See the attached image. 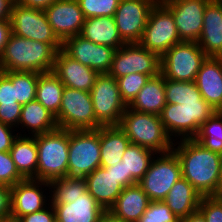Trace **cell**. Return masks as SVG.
<instances>
[{"mask_svg":"<svg viewBox=\"0 0 222 222\" xmlns=\"http://www.w3.org/2000/svg\"><path fill=\"white\" fill-rule=\"evenodd\" d=\"M178 142L174 143L172 151L179 159L182 177L202 196H220L222 155L205 148L195 139H183Z\"/></svg>","mask_w":222,"mask_h":222,"instance_id":"obj_1","label":"cell"},{"mask_svg":"<svg viewBox=\"0 0 222 222\" xmlns=\"http://www.w3.org/2000/svg\"><path fill=\"white\" fill-rule=\"evenodd\" d=\"M61 49L62 45H49L11 33L0 57V71L52 72Z\"/></svg>","mask_w":222,"mask_h":222,"instance_id":"obj_2","label":"cell"},{"mask_svg":"<svg viewBox=\"0 0 222 222\" xmlns=\"http://www.w3.org/2000/svg\"><path fill=\"white\" fill-rule=\"evenodd\" d=\"M118 126L131 144L150 149L156 154L173 150V141L176 140L169 136L159 115L138 112L127 107Z\"/></svg>","mask_w":222,"mask_h":222,"instance_id":"obj_3","label":"cell"},{"mask_svg":"<svg viewBox=\"0 0 222 222\" xmlns=\"http://www.w3.org/2000/svg\"><path fill=\"white\" fill-rule=\"evenodd\" d=\"M216 111L202 98L201 100L182 101L180 104L166 103L160 114L163 127L169 136L194 139L203 123ZM180 136V137H179Z\"/></svg>","mask_w":222,"mask_h":222,"instance_id":"obj_4","label":"cell"},{"mask_svg":"<svg viewBox=\"0 0 222 222\" xmlns=\"http://www.w3.org/2000/svg\"><path fill=\"white\" fill-rule=\"evenodd\" d=\"M34 137L38 151L36 180L50 182L67 177L69 130L57 128Z\"/></svg>","mask_w":222,"mask_h":222,"instance_id":"obj_5","label":"cell"},{"mask_svg":"<svg viewBox=\"0 0 222 222\" xmlns=\"http://www.w3.org/2000/svg\"><path fill=\"white\" fill-rule=\"evenodd\" d=\"M100 127L69 130L68 177L85 178L100 167Z\"/></svg>","mask_w":222,"mask_h":222,"instance_id":"obj_6","label":"cell"},{"mask_svg":"<svg viewBox=\"0 0 222 222\" xmlns=\"http://www.w3.org/2000/svg\"><path fill=\"white\" fill-rule=\"evenodd\" d=\"M207 56L197 42L182 41L160 57V73L174 81H195Z\"/></svg>","mask_w":222,"mask_h":222,"instance_id":"obj_7","label":"cell"},{"mask_svg":"<svg viewBox=\"0 0 222 222\" xmlns=\"http://www.w3.org/2000/svg\"><path fill=\"white\" fill-rule=\"evenodd\" d=\"M58 128L67 130L98 129L90 92L64 87L59 114Z\"/></svg>","mask_w":222,"mask_h":222,"instance_id":"obj_8","label":"cell"},{"mask_svg":"<svg viewBox=\"0 0 222 222\" xmlns=\"http://www.w3.org/2000/svg\"><path fill=\"white\" fill-rule=\"evenodd\" d=\"M180 42L182 41L171 11L162 2L155 3L150 10L139 44L161 57Z\"/></svg>","mask_w":222,"mask_h":222,"instance_id":"obj_9","label":"cell"},{"mask_svg":"<svg viewBox=\"0 0 222 222\" xmlns=\"http://www.w3.org/2000/svg\"><path fill=\"white\" fill-rule=\"evenodd\" d=\"M181 177L179 159L171 151L160 155L156 154L150 163L149 169L138 184L150 201H163L174 183Z\"/></svg>","mask_w":222,"mask_h":222,"instance_id":"obj_10","label":"cell"},{"mask_svg":"<svg viewBox=\"0 0 222 222\" xmlns=\"http://www.w3.org/2000/svg\"><path fill=\"white\" fill-rule=\"evenodd\" d=\"M96 121L101 126H117L128 107L122 100L117 80L108 73L99 74L90 91Z\"/></svg>","mask_w":222,"mask_h":222,"instance_id":"obj_11","label":"cell"},{"mask_svg":"<svg viewBox=\"0 0 222 222\" xmlns=\"http://www.w3.org/2000/svg\"><path fill=\"white\" fill-rule=\"evenodd\" d=\"M160 56L139 43L124 44L115 50L108 74L115 79L140 73L151 78L160 74Z\"/></svg>","mask_w":222,"mask_h":222,"instance_id":"obj_12","label":"cell"},{"mask_svg":"<svg viewBox=\"0 0 222 222\" xmlns=\"http://www.w3.org/2000/svg\"><path fill=\"white\" fill-rule=\"evenodd\" d=\"M11 33L40 41L49 45H62L51 25L48 23L44 10L24 7L13 3L11 14Z\"/></svg>","mask_w":222,"mask_h":222,"instance_id":"obj_13","label":"cell"},{"mask_svg":"<svg viewBox=\"0 0 222 222\" xmlns=\"http://www.w3.org/2000/svg\"><path fill=\"white\" fill-rule=\"evenodd\" d=\"M154 5L152 0H120L114 19L126 44L139 43Z\"/></svg>","mask_w":222,"mask_h":222,"instance_id":"obj_14","label":"cell"},{"mask_svg":"<svg viewBox=\"0 0 222 222\" xmlns=\"http://www.w3.org/2000/svg\"><path fill=\"white\" fill-rule=\"evenodd\" d=\"M172 13L181 41L197 42L203 27L204 11L210 0H162Z\"/></svg>","mask_w":222,"mask_h":222,"instance_id":"obj_15","label":"cell"},{"mask_svg":"<svg viewBox=\"0 0 222 222\" xmlns=\"http://www.w3.org/2000/svg\"><path fill=\"white\" fill-rule=\"evenodd\" d=\"M62 50L72 59L103 74L109 72L116 49L95 44L79 34L67 38L62 43Z\"/></svg>","mask_w":222,"mask_h":222,"instance_id":"obj_16","label":"cell"},{"mask_svg":"<svg viewBox=\"0 0 222 222\" xmlns=\"http://www.w3.org/2000/svg\"><path fill=\"white\" fill-rule=\"evenodd\" d=\"M42 185L43 188L50 189L49 182L36 179H24L11 187L10 220L16 222L20 217L41 211L49 205L46 202L50 198L48 200L43 194L45 191Z\"/></svg>","mask_w":222,"mask_h":222,"instance_id":"obj_17","label":"cell"},{"mask_svg":"<svg viewBox=\"0 0 222 222\" xmlns=\"http://www.w3.org/2000/svg\"><path fill=\"white\" fill-rule=\"evenodd\" d=\"M44 12L53 32L62 43L67 38L81 34L86 18L77 0H57Z\"/></svg>","mask_w":222,"mask_h":222,"instance_id":"obj_18","label":"cell"},{"mask_svg":"<svg viewBox=\"0 0 222 222\" xmlns=\"http://www.w3.org/2000/svg\"><path fill=\"white\" fill-rule=\"evenodd\" d=\"M65 87L90 92L99 73L72 59L62 49L55 57L52 71Z\"/></svg>","mask_w":222,"mask_h":222,"instance_id":"obj_19","label":"cell"},{"mask_svg":"<svg viewBox=\"0 0 222 222\" xmlns=\"http://www.w3.org/2000/svg\"><path fill=\"white\" fill-rule=\"evenodd\" d=\"M194 82L202 98L215 111H222V58L207 57Z\"/></svg>","mask_w":222,"mask_h":222,"instance_id":"obj_20","label":"cell"},{"mask_svg":"<svg viewBox=\"0 0 222 222\" xmlns=\"http://www.w3.org/2000/svg\"><path fill=\"white\" fill-rule=\"evenodd\" d=\"M197 43L207 57L222 58V3L207 4Z\"/></svg>","mask_w":222,"mask_h":222,"instance_id":"obj_21","label":"cell"},{"mask_svg":"<svg viewBox=\"0 0 222 222\" xmlns=\"http://www.w3.org/2000/svg\"><path fill=\"white\" fill-rule=\"evenodd\" d=\"M85 181L87 191L105 211L114 205L124 189L113 175L111 167H98L85 177Z\"/></svg>","mask_w":222,"mask_h":222,"instance_id":"obj_22","label":"cell"},{"mask_svg":"<svg viewBox=\"0 0 222 222\" xmlns=\"http://www.w3.org/2000/svg\"><path fill=\"white\" fill-rule=\"evenodd\" d=\"M52 205L56 213V222H99L105 212L88 191L72 203Z\"/></svg>","mask_w":222,"mask_h":222,"instance_id":"obj_23","label":"cell"},{"mask_svg":"<svg viewBox=\"0 0 222 222\" xmlns=\"http://www.w3.org/2000/svg\"><path fill=\"white\" fill-rule=\"evenodd\" d=\"M149 203V197L137 183L125 187L108 211L126 222H137Z\"/></svg>","mask_w":222,"mask_h":222,"instance_id":"obj_24","label":"cell"},{"mask_svg":"<svg viewBox=\"0 0 222 222\" xmlns=\"http://www.w3.org/2000/svg\"><path fill=\"white\" fill-rule=\"evenodd\" d=\"M201 198L202 195L194 186L181 177L163 201L179 219H182L198 210Z\"/></svg>","mask_w":222,"mask_h":222,"instance_id":"obj_25","label":"cell"},{"mask_svg":"<svg viewBox=\"0 0 222 222\" xmlns=\"http://www.w3.org/2000/svg\"><path fill=\"white\" fill-rule=\"evenodd\" d=\"M80 35L95 44L116 50L126 44L119 34L114 17L86 18Z\"/></svg>","mask_w":222,"mask_h":222,"instance_id":"obj_26","label":"cell"},{"mask_svg":"<svg viewBox=\"0 0 222 222\" xmlns=\"http://www.w3.org/2000/svg\"><path fill=\"white\" fill-rule=\"evenodd\" d=\"M165 105V78L160 73L149 79L128 108L160 116Z\"/></svg>","mask_w":222,"mask_h":222,"instance_id":"obj_27","label":"cell"},{"mask_svg":"<svg viewBox=\"0 0 222 222\" xmlns=\"http://www.w3.org/2000/svg\"><path fill=\"white\" fill-rule=\"evenodd\" d=\"M131 144L124 131L117 126L100 127V167H111L122 160V156Z\"/></svg>","mask_w":222,"mask_h":222,"instance_id":"obj_28","label":"cell"},{"mask_svg":"<svg viewBox=\"0 0 222 222\" xmlns=\"http://www.w3.org/2000/svg\"><path fill=\"white\" fill-rule=\"evenodd\" d=\"M23 136V137H22ZM20 134L10 149L16 169L24 179H36L38 151L34 136Z\"/></svg>","mask_w":222,"mask_h":222,"instance_id":"obj_29","label":"cell"},{"mask_svg":"<svg viewBox=\"0 0 222 222\" xmlns=\"http://www.w3.org/2000/svg\"><path fill=\"white\" fill-rule=\"evenodd\" d=\"M19 125L31 136L48 133L58 128L56 118L39 101L34 100L22 105ZM31 131V132H29Z\"/></svg>","mask_w":222,"mask_h":222,"instance_id":"obj_30","label":"cell"},{"mask_svg":"<svg viewBox=\"0 0 222 222\" xmlns=\"http://www.w3.org/2000/svg\"><path fill=\"white\" fill-rule=\"evenodd\" d=\"M64 87L53 72L41 73L38 76L36 100L55 118L59 114Z\"/></svg>","mask_w":222,"mask_h":222,"instance_id":"obj_31","label":"cell"},{"mask_svg":"<svg viewBox=\"0 0 222 222\" xmlns=\"http://www.w3.org/2000/svg\"><path fill=\"white\" fill-rule=\"evenodd\" d=\"M154 155L155 152L139 145L130 144L127 147L122 156V163L126 168V175H131V185L137 184L143 178Z\"/></svg>","mask_w":222,"mask_h":222,"instance_id":"obj_32","label":"cell"},{"mask_svg":"<svg viewBox=\"0 0 222 222\" xmlns=\"http://www.w3.org/2000/svg\"><path fill=\"white\" fill-rule=\"evenodd\" d=\"M51 204L72 203L74 199L87 192L85 178L63 177L49 182Z\"/></svg>","mask_w":222,"mask_h":222,"instance_id":"obj_33","label":"cell"},{"mask_svg":"<svg viewBox=\"0 0 222 222\" xmlns=\"http://www.w3.org/2000/svg\"><path fill=\"white\" fill-rule=\"evenodd\" d=\"M15 87L17 103L25 105L36 100L37 81L41 73L22 71H3Z\"/></svg>","mask_w":222,"mask_h":222,"instance_id":"obj_34","label":"cell"},{"mask_svg":"<svg viewBox=\"0 0 222 222\" xmlns=\"http://www.w3.org/2000/svg\"><path fill=\"white\" fill-rule=\"evenodd\" d=\"M205 148L222 155V111H216L194 138Z\"/></svg>","mask_w":222,"mask_h":222,"instance_id":"obj_35","label":"cell"},{"mask_svg":"<svg viewBox=\"0 0 222 222\" xmlns=\"http://www.w3.org/2000/svg\"><path fill=\"white\" fill-rule=\"evenodd\" d=\"M201 99L202 95L194 81L183 82L165 78L166 103L180 104L182 101Z\"/></svg>","mask_w":222,"mask_h":222,"instance_id":"obj_36","label":"cell"},{"mask_svg":"<svg viewBox=\"0 0 222 222\" xmlns=\"http://www.w3.org/2000/svg\"><path fill=\"white\" fill-rule=\"evenodd\" d=\"M151 77L146 74L133 73L117 78L122 100L128 106Z\"/></svg>","mask_w":222,"mask_h":222,"instance_id":"obj_37","label":"cell"},{"mask_svg":"<svg viewBox=\"0 0 222 222\" xmlns=\"http://www.w3.org/2000/svg\"><path fill=\"white\" fill-rule=\"evenodd\" d=\"M85 16L114 17L120 0H77Z\"/></svg>","mask_w":222,"mask_h":222,"instance_id":"obj_38","label":"cell"},{"mask_svg":"<svg viewBox=\"0 0 222 222\" xmlns=\"http://www.w3.org/2000/svg\"><path fill=\"white\" fill-rule=\"evenodd\" d=\"M137 222H179V218L164 201H150L148 208Z\"/></svg>","mask_w":222,"mask_h":222,"instance_id":"obj_39","label":"cell"},{"mask_svg":"<svg viewBox=\"0 0 222 222\" xmlns=\"http://www.w3.org/2000/svg\"><path fill=\"white\" fill-rule=\"evenodd\" d=\"M23 180L24 178L16 169L10 152H0V184L12 187Z\"/></svg>","mask_w":222,"mask_h":222,"instance_id":"obj_40","label":"cell"},{"mask_svg":"<svg viewBox=\"0 0 222 222\" xmlns=\"http://www.w3.org/2000/svg\"><path fill=\"white\" fill-rule=\"evenodd\" d=\"M198 210L206 222H222V196H202Z\"/></svg>","mask_w":222,"mask_h":222,"instance_id":"obj_41","label":"cell"},{"mask_svg":"<svg viewBox=\"0 0 222 222\" xmlns=\"http://www.w3.org/2000/svg\"><path fill=\"white\" fill-rule=\"evenodd\" d=\"M21 111V104H0V122L13 128H19Z\"/></svg>","mask_w":222,"mask_h":222,"instance_id":"obj_42","label":"cell"},{"mask_svg":"<svg viewBox=\"0 0 222 222\" xmlns=\"http://www.w3.org/2000/svg\"><path fill=\"white\" fill-rule=\"evenodd\" d=\"M0 104H19L16 100L15 87L3 72H0Z\"/></svg>","mask_w":222,"mask_h":222,"instance_id":"obj_43","label":"cell"},{"mask_svg":"<svg viewBox=\"0 0 222 222\" xmlns=\"http://www.w3.org/2000/svg\"><path fill=\"white\" fill-rule=\"evenodd\" d=\"M49 204L41 211L20 217L16 222H56L55 209L50 202Z\"/></svg>","mask_w":222,"mask_h":222,"instance_id":"obj_44","label":"cell"},{"mask_svg":"<svg viewBox=\"0 0 222 222\" xmlns=\"http://www.w3.org/2000/svg\"><path fill=\"white\" fill-rule=\"evenodd\" d=\"M0 218L4 221L11 218V187L0 184Z\"/></svg>","mask_w":222,"mask_h":222,"instance_id":"obj_45","label":"cell"},{"mask_svg":"<svg viewBox=\"0 0 222 222\" xmlns=\"http://www.w3.org/2000/svg\"><path fill=\"white\" fill-rule=\"evenodd\" d=\"M14 131L13 127L0 122V152L10 151L14 140L20 135L19 132L14 135Z\"/></svg>","mask_w":222,"mask_h":222,"instance_id":"obj_46","label":"cell"},{"mask_svg":"<svg viewBox=\"0 0 222 222\" xmlns=\"http://www.w3.org/2000/svg\"><path fill=\"white\" fill-rule=\"evenodd\" d=\"M111 171L118 180V183H120L124 188L131 186V175H126V168L124 167L122 160L111 166Z\"/></svg>","mask_w":222,"mask_h":222,"instance_id":"obj_47","label":"cell"},{"mask_svg":"<svg viewBox=\"0 0 222 222\" xmlns=\"http://www.w3.org/2000/svg\"><path fill=\"white\" fill-rule=\"evenodd\" d=\"M11 34L10 20H0V57L3 53L9 35Z\"/></svg>","mask_w":222,"mask_h":222,"instance_id":"obj_48","label":"cell"},{"mask_svg":"<svg viewBox=\"0 0 222 222\" xmlns=\"http://www.w3.org/2000/svg\"><path fill=\"white\" fill-rule=\"evenodd\" d=\"M57 0H19L18 4L28 7L45 10Z\"/></svg>","mask_w":222,"mask_h":222,"instance_id":"obj_49","label":"cell"},{"mask_svg":"<svg viewBox=\"0 0 222 222\" xmlns=\"http://www.w3.org/2000/svg\"><path fill=\"white\" fill-rule=\"evenodd\" d=\"M12 6L10 0H0V20H10Z\"/></svg>","mask_w":222,"mask_h":222,"instance_id":"obj_50","label":"cell"},{"mask_svg":"<svg viewBox=\"0 0 222 222\" xmlns=\"http://www.w3.org/2000/svg\"><path fill=\"white\" fill-rule=\"evenodd\" d=\"M179 222H206L202 213L197 210L196 212L191 213L185 218L179 219Z\"/></svg>","mask_w":222,"mask_h":222,"instance_id":"obj_51","label":"cell"},{"mask_svg":"<svg viewBox=\"0 0 222 222\" xmlns=\"http://www.w3.org/2000/svg\"><path fill=\"white\" fill-rule=\"evenodd\" d=\"M99 222H126L120 218L114 216L110 211H105L100 217Z\"/></svg>","mask_w":222,"mask_h":222,"instance_id":"obj_52","label":"cell"},{"mask_svg":"<svg viewBox=\"0 0 222 222\" xmlns=\"http://www.w3.org/2000/svg\"><path fill=\"white\" fill-rule=\"evenodd\" d=\"M220 196H222V156H221V167H220Z\"/></svg>","mask_w":222,"mask_h":222,"instance_id":"obj_53","label":"cell"},{"mask_svg":"<svg viewBox=\"0 0 222 222\" xmlns=\"http://www.w3.org/2000/svg\"><path fill=\"white\" fill-rule=\"evenodd\" d=\"M210 2L222 3V0H210Z\"/></svg>","mask_w":222,"mask_h":222,"instance_id":"obj_54","label":"cell"},{"mask_svg":"<svg viewBox=\"0 0 222 222\" xmlns=\"http://www.w3.org/2000/svg\"><path fill=\"white\" fill-rule=\"evenodd\" d=\"M13 3H18L19 0H10Z\"/></svg>","mask_w":222,"mask_h":222,"instance_id":"obj_55","label":"cell"},{"mask_svg":"<svg viewBox=\"0 0 222 222\" xmlns=\"http://www.w3.org/2000/svg\"><path fill=\"white\" fill-rule=\"evenodd\" d=\"M3 222H15V221H13V220H6V221H3Z\"/></svg>","mask_w":222,"mask_h":222,"instance_id":"obj_56","label":"cell"}]
</instances>
